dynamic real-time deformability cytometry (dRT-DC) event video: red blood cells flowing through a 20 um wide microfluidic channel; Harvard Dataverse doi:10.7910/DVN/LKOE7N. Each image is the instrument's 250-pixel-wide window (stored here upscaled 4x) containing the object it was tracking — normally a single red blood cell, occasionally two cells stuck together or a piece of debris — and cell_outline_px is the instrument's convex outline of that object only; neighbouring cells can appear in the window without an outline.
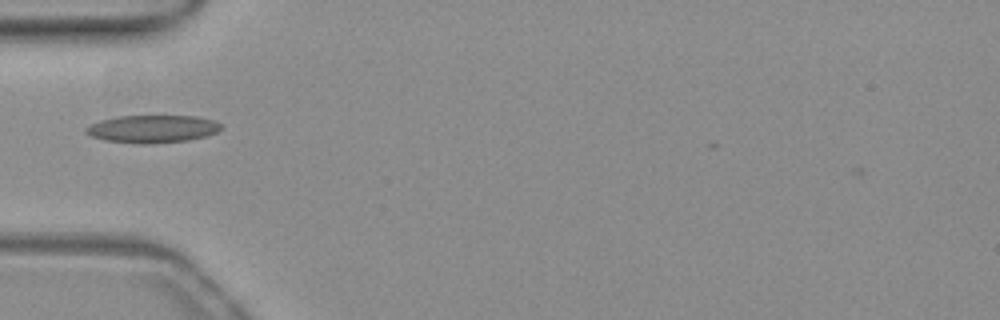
{"species": "common noctule bat (a hibernating species)", "species_latin": "Nyctalus noctula", "temperature_condition": "warm", "stored_images_in_passage": 37, "camera_frame_rate_fps": 3000, "um_per_image_px": 0.085, "animal": {"sex": "female", "body_mass_g": 19.3, "forearm_length_mm": 54.1}, "frame": {"image": 1, "passage_image": 3, "time_ms": 0.667, "image_size_px": [1000, 320], "cell_outline_px": [[224, 128], [216, 132], [204, 136], [188, 140], [152, 144], [140, 144], [104, 140], [92, 136], [84, 132], [84, 128], [100, 120], [116, 116], [196, 116], [212, 120], [220, 124]], "centroid_in_image_um": [12.93, 10.96], "position_along_channel_um": 72.1, "area_um2": 21.79}}
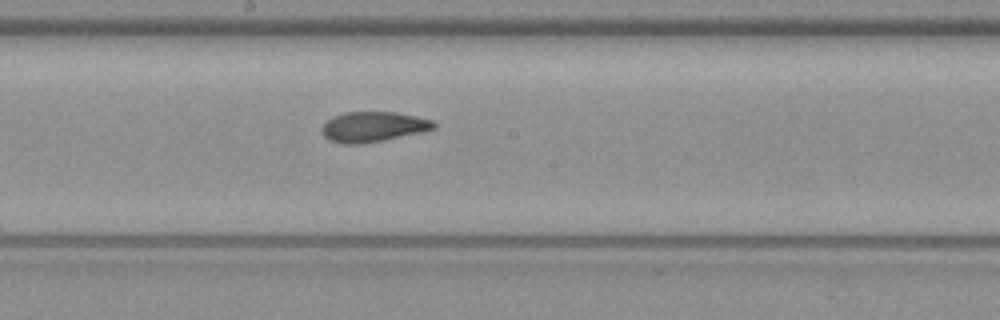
{"frame": {"image": 2, "passage_image": 14, "time_ms": 4.333, "image_size_px": [1000, 320], "cell_outline_px": [[436, 128], [424, 132], [364, 144], [340, 144], [328, 140], [324, 136], [320, 128], [332, 116], [344, 112], [396, 112], [416, 116], [432, 120], [436, 124]], "centroid_in_image_um": [31.71, 10.79], "position_along_channel_um": 216.5, "area_um2": 20.0}}
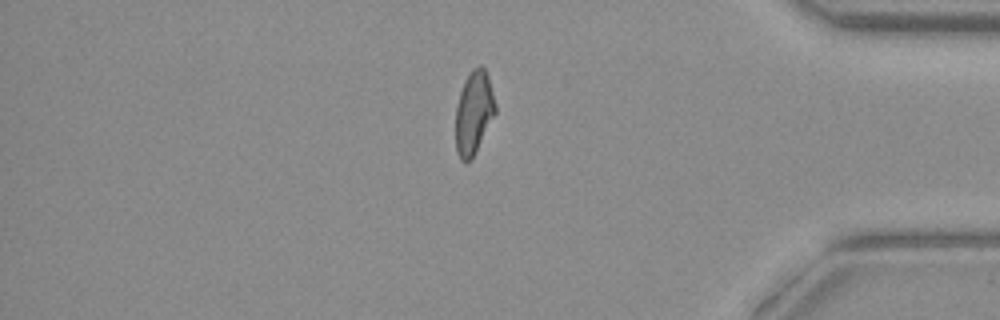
{"frame": {"image": 3, "passage_image": 30, "time_ms": 9.667, "image_size_px": [1000, 320], "cell_outline_px": [[496, 112], [472, 156], [468, 160], [460, 160], [456, 152], [456, 108], [460, 92], [464, 80], [472, 68], [480, 64], [484, 68], [488, 76], [496, 104]], "centroid_in_image_um": [40.26, 9.5], "position_along_channel_um": 394.9, "area_um2": 18.9}, "authors_computed_cell_mechanics": {"area_um2": 19.5942, "velocity_mm_per_s": 3.9167, "shape_relaxation_time_tau1_ms": 7.5916, "shape_relaxation_time_tau2_ms": 2.2886, "deformation_change_tau1": 0.2289, "deformation_change_tau2": 0.0934}}